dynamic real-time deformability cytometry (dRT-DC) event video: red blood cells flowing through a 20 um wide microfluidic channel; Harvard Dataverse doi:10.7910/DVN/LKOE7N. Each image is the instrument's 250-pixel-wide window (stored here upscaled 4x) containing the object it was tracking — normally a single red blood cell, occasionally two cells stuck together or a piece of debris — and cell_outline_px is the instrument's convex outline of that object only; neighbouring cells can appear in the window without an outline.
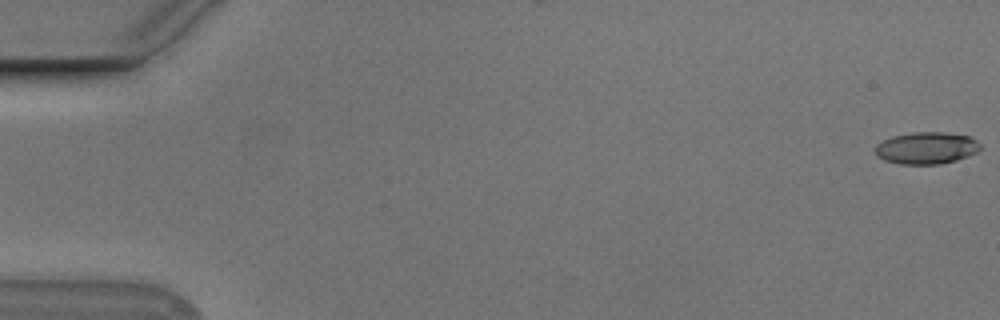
{"species": "Egyptian fruit bat (a non-hibernating species)", "species_latin": "Rousettus aegyptiacus", "temperature_condition": "cold", "stored_images_in_passage": 48, "camera_frame_rate_fps": 3000, "um_per_image_px": 0.085, "animal": {"sex": "male"}, "frame": {"image": 1, "passage_image": 1, "time_ms": 0.0, "image_size_px": [1000, 320], "cell_outline_px": [[980, 148], [976, 152], [968, 156], [956, 160], [940, 164], [900, 164], [884, 160], [876, 156], [876, 144], [892, 136], [912, 132], [948, 132], [968, 136], [976, 140], [980, 144]], "centroid_in_image_um": [78.74, 12.58], "position_along_channel_um": 6.3, "area_um2": 19.59}}
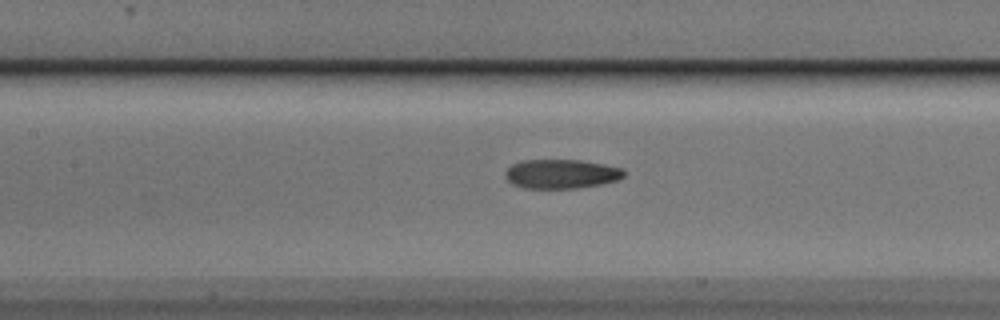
{"frame": {"image": 2, "passage_image": 26, "time_ms": 8.333, "image_size_px": [1000, 320], "cell_outline_px": [[624, 176], [616, 180], [600, 184], [576, 188], [524, 188], [512, 184], [504, 176], [504, 172], [512, 164], [520, 160], [580, 160], [604, 164], [624, 168]], "centroid_in_image_um": [47.68, 14.77], "position_along_channel_um": 159.7, "area_um2": 20.23}}
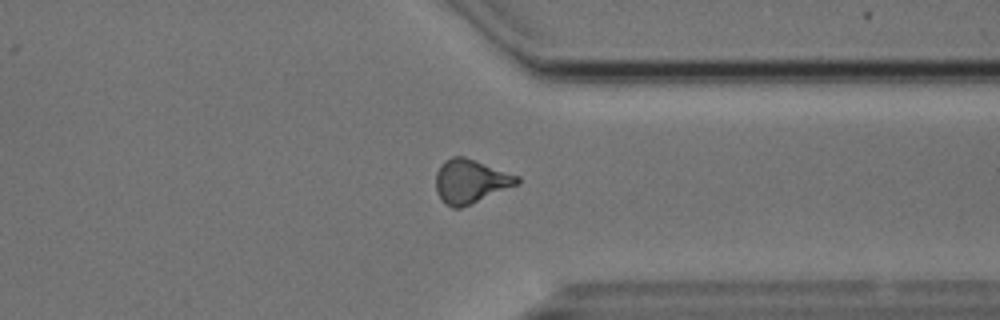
{"frame": {"image": 3, "passage_image": 43, "time_ms": 14.0, "image_size_px": [1000, 320], "cell_outline_px": [[520, 184], [460, 208], [452, 208], [444, 204], [436, 192], [436, 172], [444, 160], [452, 156], [464, 156], [520, 176]], "centroid_in_image_um": [39.99, 15.41], "position_along_channel_um": 371.4, "area_um2": 20.92}}